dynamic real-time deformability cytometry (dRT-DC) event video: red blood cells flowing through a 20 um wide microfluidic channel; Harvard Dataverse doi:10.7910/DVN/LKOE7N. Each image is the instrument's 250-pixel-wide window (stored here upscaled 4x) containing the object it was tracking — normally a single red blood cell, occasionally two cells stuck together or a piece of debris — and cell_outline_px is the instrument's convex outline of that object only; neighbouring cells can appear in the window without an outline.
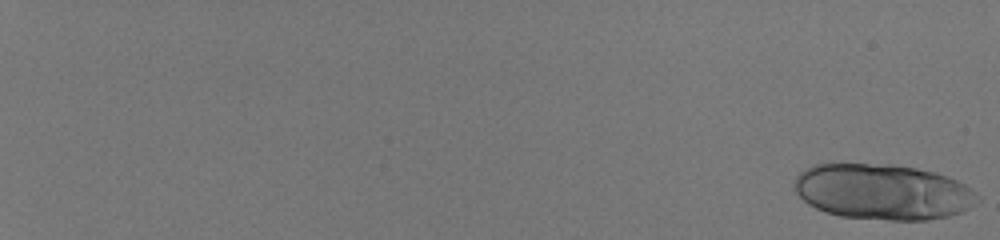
{"species": "human", "species_latin": "Homo sapiens", "temperature_condition": "room temperature", "stored_images_in_passage": 6, "camera_frame_rate_fps": 3000, "um_per_image_px": 0.085, "donor": {"sex": "male"}, "frame": {"image": 1, "passage_image": 1, "time_ms": 0.0, "image_size_px": [1000, 240], "cell_outline_px": [[980, 200], [976, 204], [960, 212], [948, 216], [928, 220], [888, 220], [840, 216], [824, 212], [808, 204], [796, 192], [792, 184], [796, 176], [800, 172], [812, 164], [892, 164], [916, 168], [936, 172], [948, 176], [964, 184], [980, 196]], "centroid_in_image_um": [75.03, 16.3], "position_along_channel_um": 10.0, "area_um2": 59.71}}